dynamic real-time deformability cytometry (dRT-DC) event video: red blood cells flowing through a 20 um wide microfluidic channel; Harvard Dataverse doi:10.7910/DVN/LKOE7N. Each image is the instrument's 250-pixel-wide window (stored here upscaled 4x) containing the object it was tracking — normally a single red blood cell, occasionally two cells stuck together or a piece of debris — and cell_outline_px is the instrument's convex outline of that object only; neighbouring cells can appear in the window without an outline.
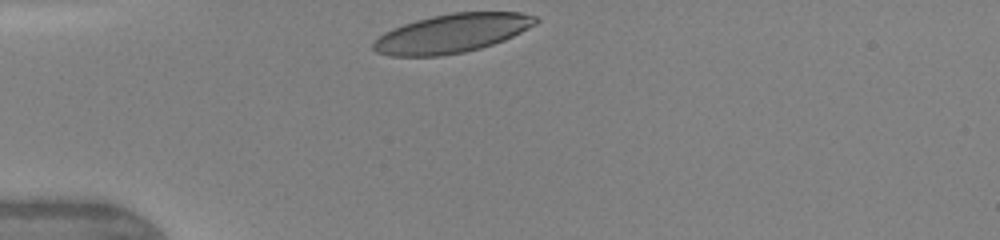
{"species": "human", "species_latin": "Homo sapiens", "temperature_condition": "warm", "stored_images_in_passage": 2, "camera_frame_rate_fps": 3000, "um_per_image_px": 0.085, "donor": {"sex": "female"}, "frame": {"image": 1, "passage_image": 1, "time_ms": 0.0, "image_size_px": [1000, 240], "cell_outline_px": [[540, 20], [536, 24], [504, 40], [480, 48], [464, 52], [440, 56], [392, 56], [376, 52], [372, 48], [372, 44], [384, 32], [392, 28], [416, 20], [432, 16], [452, 12], [520, 12], [536, 16]], "centroid_in_image_um": [38.42, 2.83], "position_along_channel_um": 46.6, "area_um2": 36.59}}